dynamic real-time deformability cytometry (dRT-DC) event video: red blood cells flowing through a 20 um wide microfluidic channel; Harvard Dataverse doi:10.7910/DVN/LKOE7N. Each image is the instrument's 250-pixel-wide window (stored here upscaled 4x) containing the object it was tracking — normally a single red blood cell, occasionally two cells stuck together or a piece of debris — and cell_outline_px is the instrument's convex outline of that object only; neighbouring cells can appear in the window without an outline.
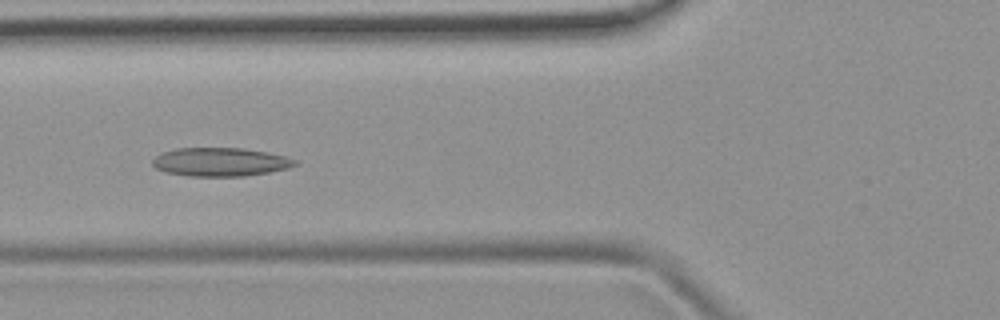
{"species": "common noctule bat (a hibernating species)", "species_latin": "Nyctalus noctula", "temperature_condition": "room temperature", "stored_images_in_passage": 41, "camera_frame_rate_fps": 3000, "um_per_image_px": 0.085, "animal": {"sex": "female", "body_mass_g": 19.9}, "frame": {"image": 1, "passage_image": 13, "time_ms": 4.0, "image_size_px": [1000, 320], "cell_outline_px": [[300, 164], [288, 168], [268, 172], [244, 176], [188, 176], [164, 172], [156, 168], [152, 164], [152, 160], [156, 156], [164, 152], [176, 148], [244, 148], [268, 152], [284, 156], [296, 160]], "centroid_in_image_um": [18.74, 13.77], "position_along_channel_um": 107.1, "area_um2": 23.76}}
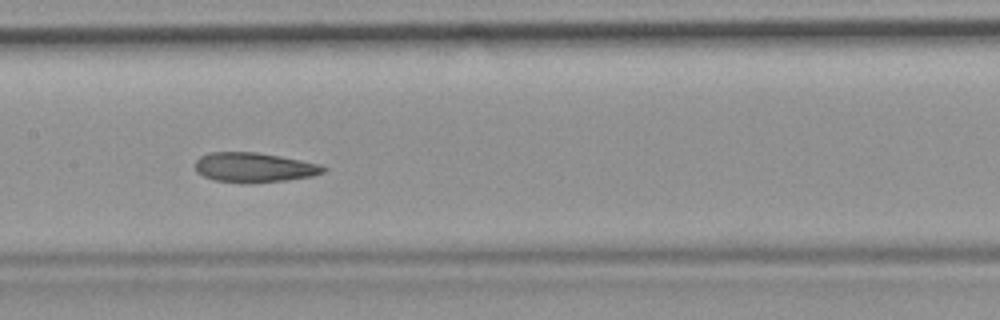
{"frame": {"image": 2, "passage_image": 19, "time_ms": 6.0, "image_size_px": [1000, 320], "cell_outline_px": [[328, 168], [324, 172], [312, 176], [284, 180], [216, 180], [204, 176], [196, 172], [196, 160], [200, 156], [208, 152], [256, 152], [280, 156], [320, 164]], "centroid_in_image_um": [21.61, 14.18], "position_along_channel_um": 185.8, "area_um2": 21.21}}
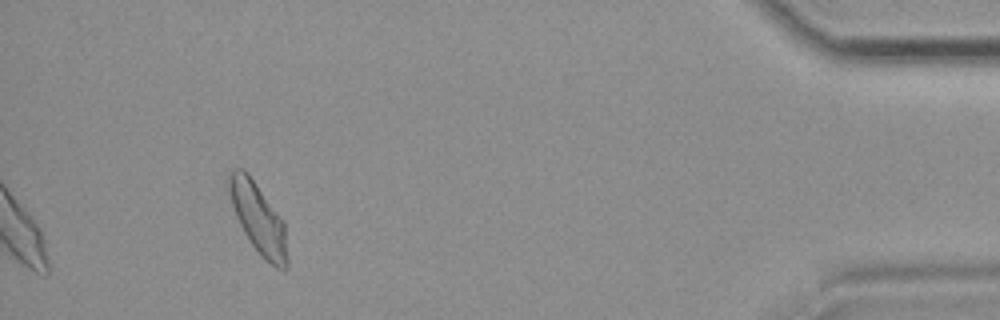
{"frame": {"image": 3, "passage_image": 41, "time_ms": 13.333, "image_size_px": [1000, 320], "cell_outline_px": [[288, 268], [276, 268], [264, 260], [260, 256], [244, 232], [236, 216], [224, 180], [228, 172], [232, 168], [244, 168], [248, 172], [284, 220], [288, 260]], "centroid_in_image_um": [21.92, 18.5], "position_along_channel_um": 413.3, "area_um2": 24.51}, "authors_computed_cell_mechanics": {"area_um2": 23.3512, "velocity_mm_per_s": 3.9386, "shape_relaxation_time_tau1_ms": null, "shape_relaxation_time_tau2_ms": 2.0594, "deformation_change_tau1": null, "deformation_change_tau2": 0.0871}}